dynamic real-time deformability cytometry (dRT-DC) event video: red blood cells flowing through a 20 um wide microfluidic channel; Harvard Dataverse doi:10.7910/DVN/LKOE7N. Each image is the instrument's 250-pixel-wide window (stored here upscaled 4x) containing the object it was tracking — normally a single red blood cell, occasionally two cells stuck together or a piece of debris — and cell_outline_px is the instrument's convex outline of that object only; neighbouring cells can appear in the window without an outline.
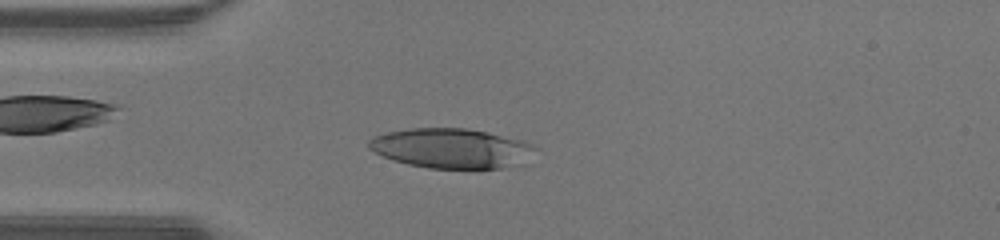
{"species": "human", "species_latin": "Homo sapiens", "temperature_condition": "warm", "stored_images_in_passage": 45, "camera_frame_rate_fps": 3000, "um_per_image_px": 0.085, "donor": {"sex": "male"}, "frame": {"image": 1, "passage_image": 11, "time_ms": 3.333, "image_size_px": [1000, 240], "cell_outline_px": [[536, 148], [528, 164], [500, 168], [428, 168], [408, 164], [392, 160], [368, 148], [368, 140], [372, 136], [388, 132], [408, 128], [464, 128], [488, 132], [524, 140], [532, 144]], "centroid_in_image_um": [38.42, 12.61], "position_along_channel_um": 46.6, "area_um2": 39.02}}
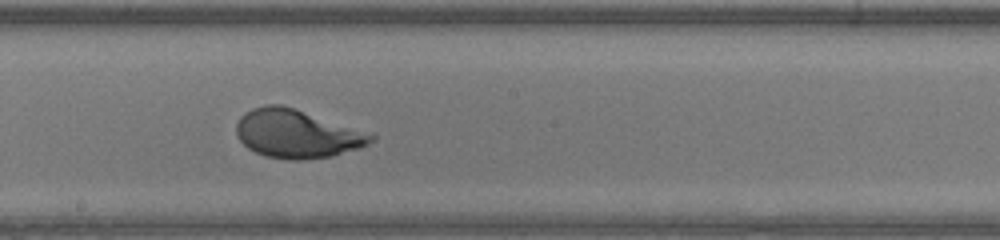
{"frame": {"image": 2, "passage_image": 24, "time_ms": 7.667, "image_size_px": [1000, 240], "cell_outline_px": [[376, 136], [368, 144], [360, 148], [332, 156], [300, 160], [288, 160], [268, 156], [256, 152], [248, 148], [236, 136], [236, 124], [240, 116], [244, 112], [252, 108], [264, 104], [280, 104], [372, 132]], "centroid_in_image_um": [25.25, 11.36], "position_along_channel_um": 223.0, "area_um2": 38.21}}
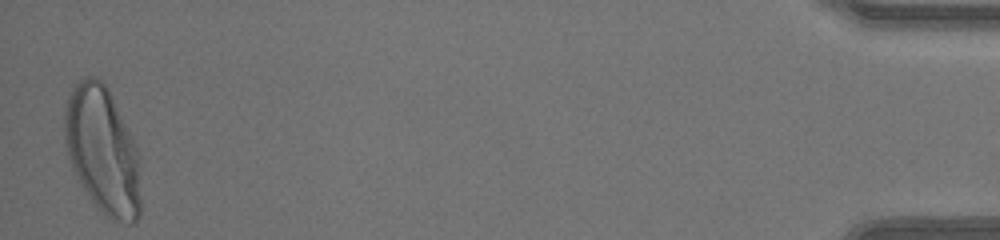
{"frame": {"image": 3, "passage_image": 45, "time_ms": 14.667, "image_size_px": [1000, 240], "cell_outline_px": [[140, 216], [132, 224], [128, 224], [112, 220], [96, 208], [88, 196], [68, 160], [64, 140], [64, 108], [68, 96], [72, 88], [80, 80], [88, 76], [96, 76], [108, 88], [132, 136], [140, 156]], "centroid_in_image_um": [8.72, 12.81], "position_along_channel_um": 426.5, "area_um2": 56.99}, "authors_computed_cell_mechanics": {"area_um2": 39.015, "velocity_mm_per_s": 4.3527, "shape_relaxation_time_tau1_ms": 2.9509, "shape_relaxation_time_tau2_ms": null, "deformation_change_tau1": 0.2042, "deformation_change_tau2": null}}